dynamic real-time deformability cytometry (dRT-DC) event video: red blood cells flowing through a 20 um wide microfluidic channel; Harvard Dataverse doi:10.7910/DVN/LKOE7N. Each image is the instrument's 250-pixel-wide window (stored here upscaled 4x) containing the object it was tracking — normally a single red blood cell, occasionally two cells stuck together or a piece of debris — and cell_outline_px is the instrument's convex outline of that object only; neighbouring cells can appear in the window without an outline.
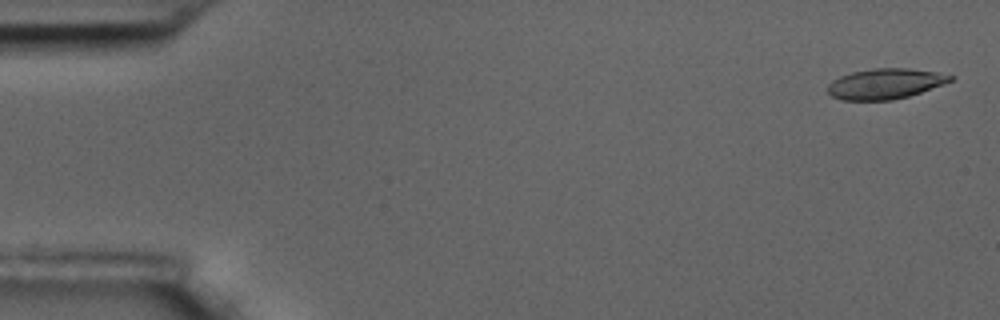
{"species": "common noctule bat (a hibernating species)", "species_latin": "Nyctalus noctula", "temperature_condition": "room temperature", "stored_images_in_passage": 5, "camera_frame_rate_fps": 3000, "um_per_image_px": 0.085, "animal": {"sex": "male", "body_mass_g": 17.5, "forearm_length_mm": 52.3}, "frame": {"image": 1, "passage_image": 1, "time_ms": 0.0, "image_size_px": [1000, 320], "cell_outline_px": [[956, 76], [952, 80], [944, 84], [908, 96], [892, 100], [840, 100], [832, 96], [828, 92], [828, 84], [832, 80], [840, 76], [852, 72], [872, 68], [908, 68], [936, 72]], "centroid_in_image_um": [75.23, 7.11], "position_along_channel_um": 9.8, "area_um2": 21.73}}
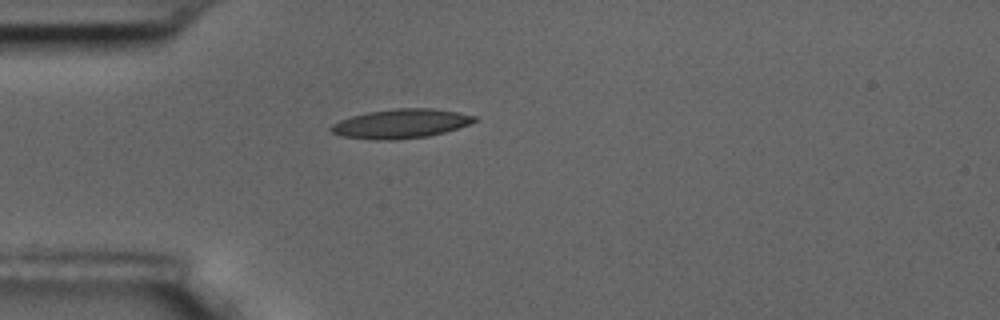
{"frame": {"image": 2, "passage_image": 5, "time_ms": 1.333, "image_size_px": [1000, 320], "cell_outline_px": [[480, 120], [444, 132], [428, 136], [396, 140], [376, 140], [340, 136], [332, 132], [328, 128], [332, 124], [340, 120], [352, 116], [368, 112], [396, 108], [432, 108], [460, 112], [480, 116]], "centroid_in_image_um": [34.1, 10.51], "position_along_channel_um": 50.9, "area_um2": 24.62}}